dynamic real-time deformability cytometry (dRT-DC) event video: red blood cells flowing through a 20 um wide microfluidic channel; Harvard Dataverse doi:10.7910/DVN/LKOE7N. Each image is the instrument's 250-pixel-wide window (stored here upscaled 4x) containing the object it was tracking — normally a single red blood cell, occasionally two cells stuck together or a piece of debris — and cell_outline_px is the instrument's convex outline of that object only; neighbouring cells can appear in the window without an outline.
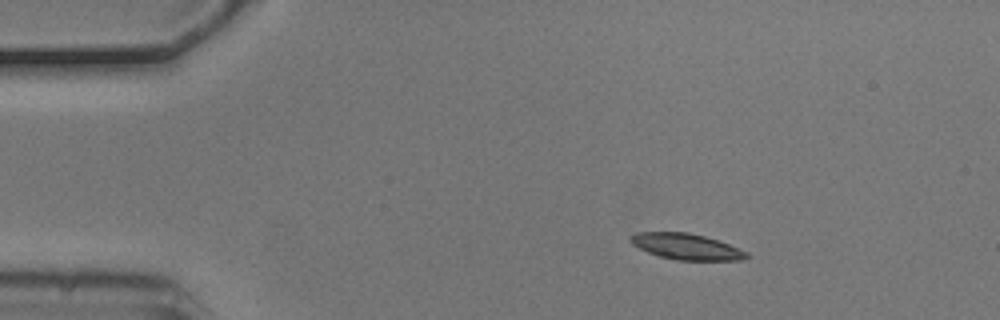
{"species": "common noctule bat (a hibernating species)", "species_latin": "Nyctalus noctula", "temperature_condition": "cold", "stored_images_in_passage": 3, "camera_frame_rate_fps": 3000, "um_per_image_px": 0.085, "animal": {"sex": "male", "body_mass_g": 20.5, "forearm_length_mm": 52.5}, "frame": {"image": 1, "passage_image": 1, "time_ms": 0.0, "image_size_px": [1000, 320], "cell_outline_px": [[748, 256], [740, 260], [676, 260], [660, 256], [648, 252], [632, 244], [628, 240], [628, 236], [636, 232], [688, 232], [704, 236], [728, 244], [748, 252]], "centroid_in_image_um": [58.28, 20.95], "position_along_channel_um": 26.7, "area_um2": 17.46}}